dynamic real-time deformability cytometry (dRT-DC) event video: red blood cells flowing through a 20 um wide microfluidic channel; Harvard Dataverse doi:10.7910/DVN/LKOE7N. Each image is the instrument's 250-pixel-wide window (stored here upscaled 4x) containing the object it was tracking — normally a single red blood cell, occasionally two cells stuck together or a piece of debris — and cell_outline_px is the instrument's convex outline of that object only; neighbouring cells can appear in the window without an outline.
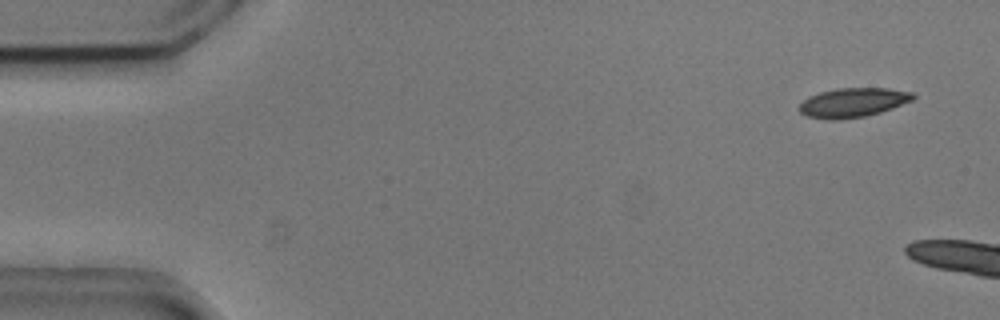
{"species": "common noctule bat (a hibernating species)", "species_latin": "Nyctalus noctula", "temperature_condition": "cold", "stored_images_in_passage": 5, "camera_frame_rate_fps": 3000, "um_per_image_px": 0.085, "animal": {"sex": "male", "body_mass_g": 20.5, "forearm_length_mm": 52.5}, "frame": {"image": 1, "passage_image": 5, "time_ms": 1.333, "image_size_px": [1000, 320], "cell_outline_px": [[916, 96], [912, 100], [892, 108], [880, 112], [864, 116], [836, 120], [828, 120], [808, 116], [800, 112], [800, 104], [808, 96], [820, 92], [836, 88], [888, 88], [912, 92]], "centroid_in_image_um": [72.5, 8.71], "position_along_channel_um": 12.5, "area_um2": 19.31}}